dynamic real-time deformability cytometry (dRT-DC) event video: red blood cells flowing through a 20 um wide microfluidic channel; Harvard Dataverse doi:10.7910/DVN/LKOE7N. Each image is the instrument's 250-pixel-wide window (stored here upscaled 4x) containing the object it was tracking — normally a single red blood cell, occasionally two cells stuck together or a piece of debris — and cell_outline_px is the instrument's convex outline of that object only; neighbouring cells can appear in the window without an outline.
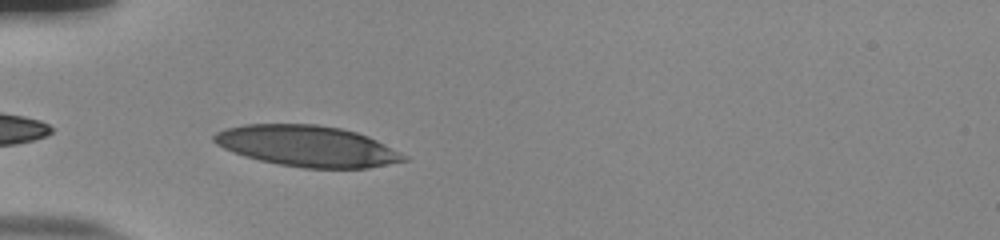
{"species": "human", "species_latin": "Homo sapiens", "temperature_condition": "room temperature", "stored_images_in_passage": 37, "camera_frame_rate_fps": 3000, "um_per_image_px": 0.085, "donor": {"sex": "male"}, "frame": {"image": 1, "passage_image": 2, "time_ms": 0.333, "image_size_px": [1000, 240], "cell_outline_px": [[408, 160], [368, 168], [304, 168], [280, 164], [260, 160], [244, 156], [224, 148], [216, 144], [212, 140], [212, 136], [216, 132], [224, 128], [244, 124], [316, 124], [340, 128], [356, 132], [368, 136], [408, 156]], "centroid_in_image_um": [26.1, 12.41], "position_along_channel_um": 58.9, "area_um2": 45.26}}
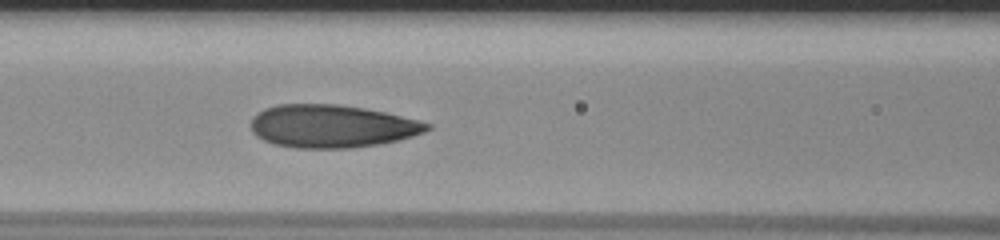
{"frame": {"image": 2, "passage_image": 9, "time_ms": 2.667, "image_size_px": [1000, 240], "cell_outline_px": [[432, 128], [424, 132], [412, 136], [380, 144], [352, 148], [296, 148], [276, 144], [264, 140], [256, 136], [252, 132], [252, 120], [264, 108], [276, 104], [340, 104], [364, 108], [384, 112], [420, 120], [432, 124]], "centroid_in_image_um": [28.23, 10.72], "position_along_channel_um": 138.4, "area_um2": 43.99}}
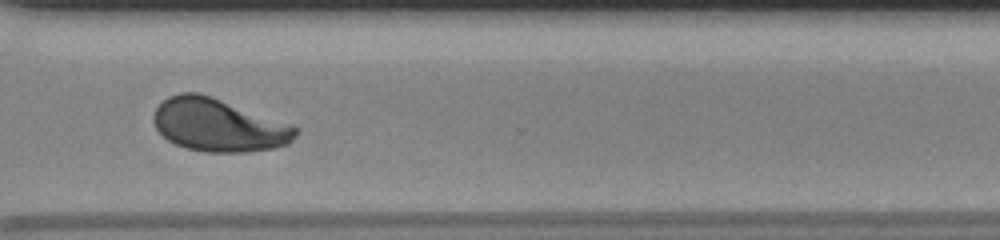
{"frame": {"image": 3, "passage_image": 26, "time_ms": 8.333, "image_size_px": [1000, 240], "cell_outline_px": [[300, 128], [296, 136], [288, 144], [272, 148], [244, 152], [204, 152], [188, 148], [176, 144], [168, 140], [156, 128], [152, 120], [152, 116], [156, 108], [168, 96], [180, 92], [196, 92], [212, 96], [296, 124]], "centroid_in_image_um": [18.63, 10.62], "position_along_channel_um": 352.0, "area_um2": 44.33}, "authors_computed_cell_mechanics": {"area_um2": 43.9858, "velocity_mm_per_s": 3.7737, "shape_relaxation_time_tau1_ms": 5.4779, "shape_relaxation_time_tau2_ms": null, "deformation_change_tau1": 0.1933, "deformation_change_tau2": null}}